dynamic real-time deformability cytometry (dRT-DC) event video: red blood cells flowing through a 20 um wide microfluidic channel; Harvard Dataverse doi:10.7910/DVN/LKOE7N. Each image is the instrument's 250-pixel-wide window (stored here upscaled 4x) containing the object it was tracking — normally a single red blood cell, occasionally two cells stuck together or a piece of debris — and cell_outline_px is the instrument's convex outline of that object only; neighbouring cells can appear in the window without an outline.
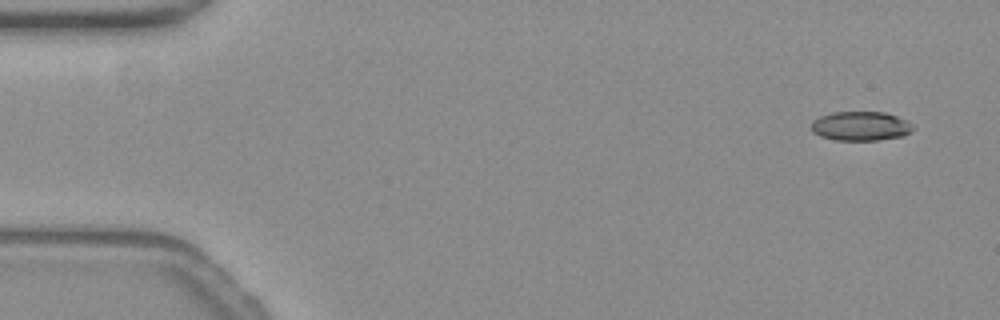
{"species": "common noctule bat (a hibernating species)", "species_latin": "Nyctalus noctula", "temperature_condition": "warm", "stored_images_in_passage": 9, "camera_frame_rate_fps": 3000, "um_per_image_px": 0.085, "animal": {"sex": "female", "body_mass_g": 19.3, "forearm_length_mm": 54.1}, "frame": {"image": 1, "passage_image": 1, "time_ms": 0.0, "image_size_px": [1000, 320], "cell_outline_px": [[912, 128], [908, 132], [900, 136], [876, 140], [836, 140], [820, 136], [812, 132], [812, 120], [820, 116], [832, 112], [884, 112], [896, 116], [912, 124]], "centroid_in_image_um": [73.09, 10.71], "position_along_channel_um": 11.9, "area_um2": 17.05}}